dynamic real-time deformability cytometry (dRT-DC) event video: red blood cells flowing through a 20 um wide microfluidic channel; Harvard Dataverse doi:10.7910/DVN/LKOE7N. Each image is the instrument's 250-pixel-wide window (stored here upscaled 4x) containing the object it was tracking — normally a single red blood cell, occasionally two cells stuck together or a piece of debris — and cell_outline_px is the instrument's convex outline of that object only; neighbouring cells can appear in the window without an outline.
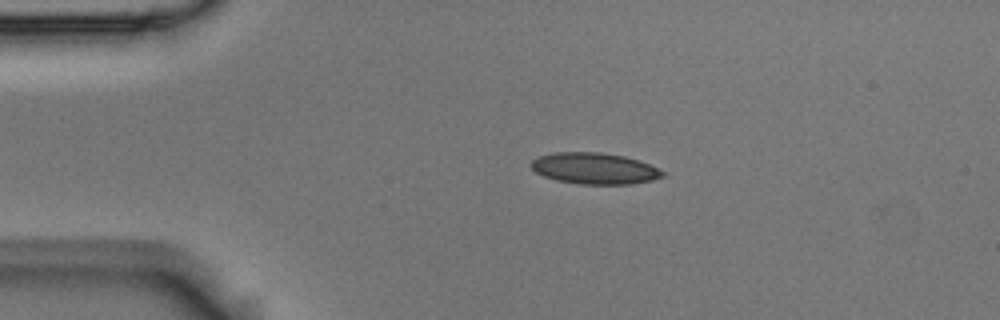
{"species": "Egyptian fruit bat (a non-hibernating species)", "species_latin": "Rousettus aegyptiacus", "temperature_condition": "room temperature", "stored_images_in_passage": 3, "camera_frame_rate_fps": 3000, "um_per_image_px": 0.085, "animal": {"sex": "male"}, "frame": {"image": 1, "passage_image": 2, "time_ms": 0.333, "image_size_px": [1000, 320], "cell_outline_px": [[664, 176], [652, 180], [632, 184], [580, 184], [556, 180], [544, 176], [536, 172], [528, 164], [532, 160], [540, 156], [552, 152], [600, 152], [624, 156], [648, 164], [664, 172]], "centroid_in_image_um": [50.49, 14.31], "position_along_channel_um": 34.5, "area_um2": 23.87}}